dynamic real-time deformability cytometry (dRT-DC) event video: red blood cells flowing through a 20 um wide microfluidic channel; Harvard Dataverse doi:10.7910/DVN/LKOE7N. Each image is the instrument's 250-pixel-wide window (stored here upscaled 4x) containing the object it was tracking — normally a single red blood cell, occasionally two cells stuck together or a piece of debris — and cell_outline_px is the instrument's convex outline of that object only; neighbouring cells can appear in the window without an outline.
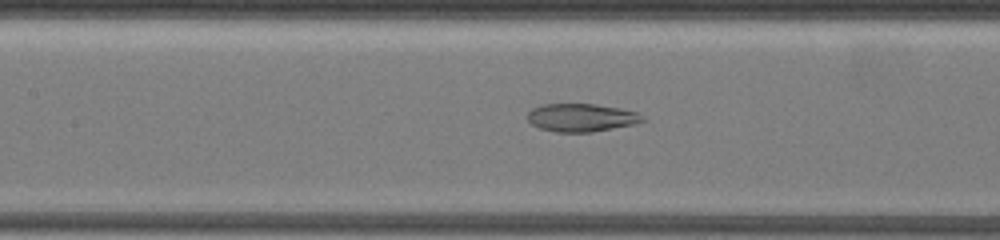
{"species": "common noctule bat (a hibernating species)", "species_latin": "Nyctalus noctula", "temperature_condition": "warm", "stored_images_in_passage": 42, "camera_frame_rate_fps": 3000, "um_per_image_px": 0.085, "animal": {"sex": "female", "body_mass_g": 19.5, "forearm_length_mm": 54.1}, "frame": {"image": 1, "passage_image": 22, "time_ms": 7.0, "image_size_px": [1000, 240], "cell_outline_px": [[644, 120], [632, 124], [592, 132], [556, 132], [540, 128], [532, 124], [528, 120], [528, 112], [532, 108], [544, 104], [596, 104], [636, 112]], "centroid_in_image_um": [49.34, 10.0], "position_along_channel_um": 158.1, "area_um2": 18.38}}
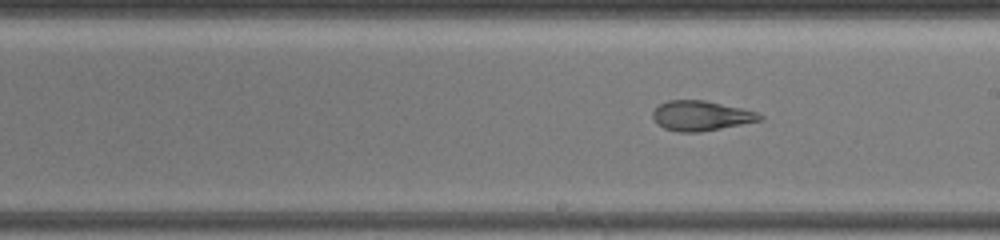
{"frame": {"image": 2, "passage_image": 29, "time_ms": 9.0, "image_size_px": [1000, 240], "cell_outline_px": [[764, 120], [700, 132], [676, 132], [664, 128], [656, 124], [652, 116], [652, 112], [660, 104], [668, 100], [704, 100], [740, 108], [756, 112], [764, 116]], "centroid_in_image_um": [59.57, 9.85], "position_along_channel_um": 229.4, "area_um2": 18.67}}
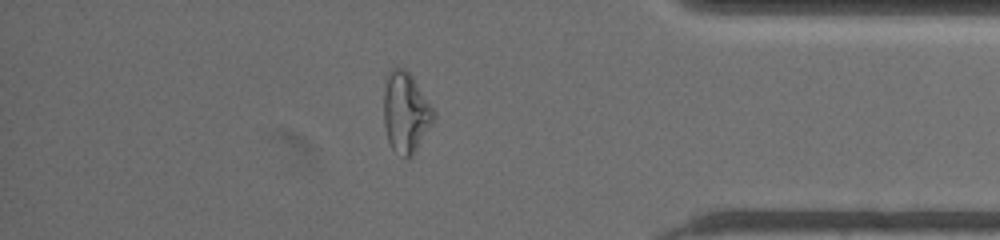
{"frame": {"image": 3, "passage_image": 39, "time_ms": 14.333, "image_size_px": [1000, 240], "cell_outline_px": [[432, 124], [412, 156], [408, 160], [404, 160], [392, 148], [388, 140], [384, 124], [384, 92], [388, 72], [392, 68], [404, 68], [412, 76], [432, 108]], "centroid_in_image_um": [34.45, 9.59], "position_along_channel_um": 400.7, "area_um2": 23.0}, "authors_computed_cell_mechanics": {"area_um2": 23.0333, "velocity_mm_per_s": 3.5766, "shape_relaxation_time_tau1_ms": null, "shape_relaxation_time_tau2_ms": 2.4175, "deformation_change_tau1": null, "deformation_change_tau2": 0.1055}}